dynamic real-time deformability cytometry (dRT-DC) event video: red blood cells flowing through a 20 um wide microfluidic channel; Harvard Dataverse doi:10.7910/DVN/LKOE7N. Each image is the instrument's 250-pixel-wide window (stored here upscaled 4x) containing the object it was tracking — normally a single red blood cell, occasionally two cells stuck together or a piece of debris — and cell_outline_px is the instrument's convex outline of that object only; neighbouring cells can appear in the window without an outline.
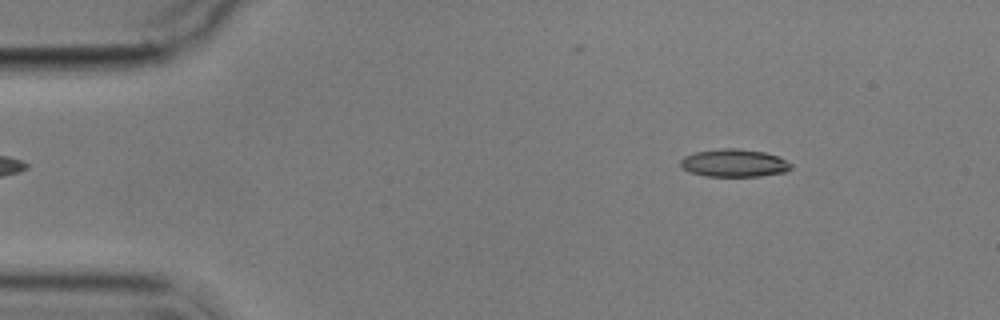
{"species": "common noctule bat (a hibernating species)", "species_latin": "Nyctalus noctula", "temperature_condition": "cold", "stored_images_in_passage": 4, "camera_frame_rate_fps": 3000, "um_per_image_px": 0.085, "animal": {"sex": "male", "body_mass_g": 17.9}, "frame": {"image": 1, "passage_image": 2, "time_ms": 1.333, "image_size_px": [1000, 320], "cell_outline_px": [[792, 168], [784, 172], [760, 176], [704, 176], [688, 172], [680, 168], [680, 160], [684, 156], [696, 152], [724, 148], [736, 148], [764, 152], [776, 156], [792, 164]], "centroid_in_image_um": [62.35, 13.87], "position_along_channel_um": 22.7, "area_um2": 17.86}}